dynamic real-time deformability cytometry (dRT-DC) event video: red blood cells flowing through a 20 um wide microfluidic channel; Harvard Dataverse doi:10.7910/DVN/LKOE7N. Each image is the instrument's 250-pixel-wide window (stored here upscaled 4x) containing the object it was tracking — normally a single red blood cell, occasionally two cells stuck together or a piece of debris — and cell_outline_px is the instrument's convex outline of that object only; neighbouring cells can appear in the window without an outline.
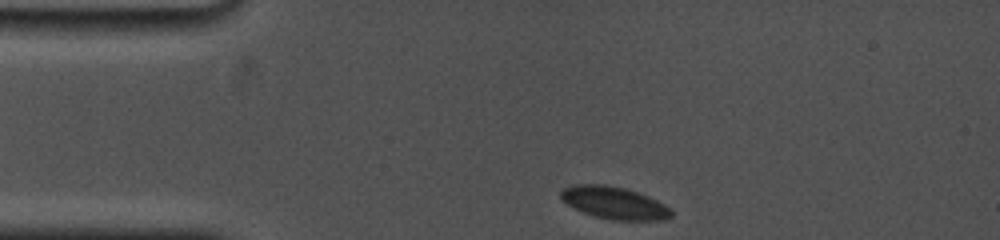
{"species": "common noctule bat (a hibernating species)", "species_latin": "Nyctalus noctula", "temperature_condition": "cold", "stored_images_in_passage": 35, "camera_frame_rate_fps": 5000, "um_per_image_px": 0.085, "animal": {"sex": "female", "body_mass_g": 19.0, "forearm_length_mm": 53.3}, "frame": {"image": 1, "passage_image": 1, "time_ms": 0.0, "image_size_px": [1000, 240], "cell_outline_px": [[672, 216], [664, 220], [612, 220], [596, 216], [584, 212], [560, 200], [560, 192], [564, 188], [576, 184], [604, 184], [624, 188], [648, 196], [672, 208]], "centroid_in_image_um": [52.23, 17.24], "position_along_channel_um": 32.8, "area_um2": 20.69}}
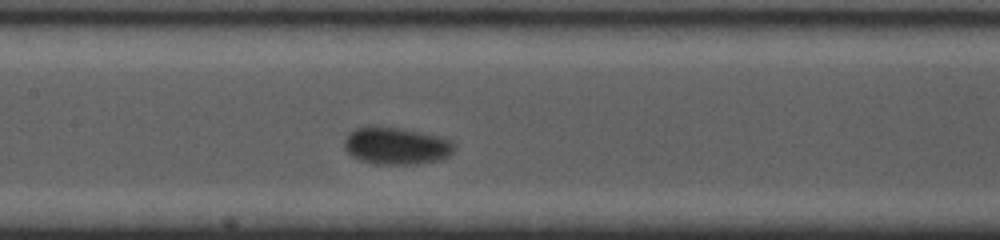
{"frame": {"image": 2, "passage_image": 19, "time_ms": 5.0, "image_size_px": [1000, 240], "cell_outline_px": [[456, 148], [448, 156], [440, 160], [420, 164], [376, 164], [360, 160], [352, 156], [344, 148], [344, 140], [348, 132], [364, 124], [372, 124], [404, 128], [440, 136], [452, 140], [456, 144]], "centroid_in_image_um": [33.67, 12.36], "position_along_channel_um": 173.7, "area_um2": 24.68}}
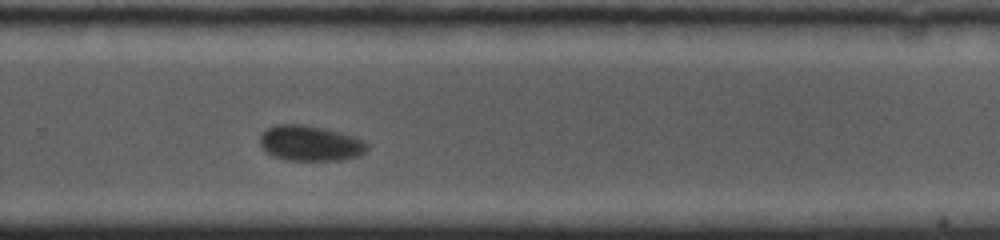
{"frame": {"image": 3, "passage_image": 34, "time_ms": 8.6, "image_size_px": [1000, 240], "cell_outline_px": [[368, 148], [360, 156], [340, 160], [284, 160], [272, 156], [260, 144], [260, 136], [268, 128], [276, 124], [304, 124], [324, 128], [356, 136], [364, 140], [368, 144]], "centroid_in_image_um": [26.4, 12.17], "position_along_channel_um": 303.4, "area_um2": 22.25}}